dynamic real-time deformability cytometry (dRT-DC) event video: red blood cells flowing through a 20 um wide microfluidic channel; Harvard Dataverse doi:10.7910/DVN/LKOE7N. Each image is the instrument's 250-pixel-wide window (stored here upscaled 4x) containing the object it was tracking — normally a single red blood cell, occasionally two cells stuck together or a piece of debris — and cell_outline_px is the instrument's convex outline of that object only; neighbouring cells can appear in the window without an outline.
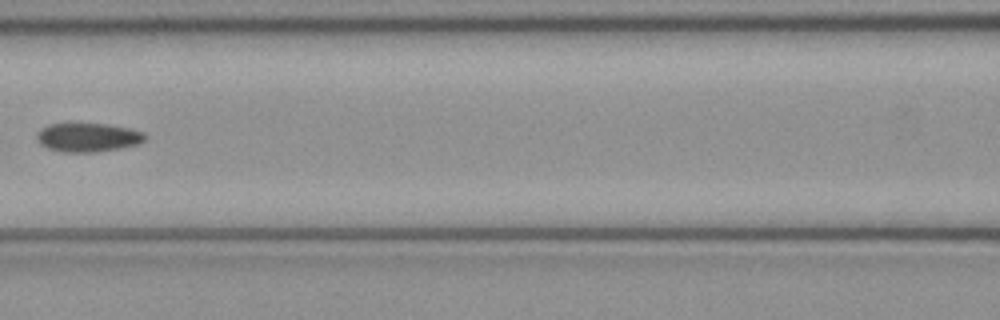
{"species": "common noctule bat (a hibernating species)", "species_latin": "Nyctalus noctula", "temperature_condition": "cold", "stored_images_in_passage": 7, "camera_frame_rate_fps": 3000, "um_per_image_px": 0.085, "animal": {"sex": "female", "body_mass_g": 21.9}, "frame": {"image": 1, "passage_image": 7, "time_ms": 2.0, "image_size_px": [1000, 320], "cell_outline_px": [[144, 140], [136, 144], [120, 148], [96, 152], [64, 152], [48, 148], [40, 144], [36, 140], [36, 136], [40, 128], [48, 124], [68, 120], [108, 124], [132, 128], [144, 132]], "centroid_in_image_um": [7.4, 11.61], "position_along_channel_um": 159.2, "area_um2": 19.02}}